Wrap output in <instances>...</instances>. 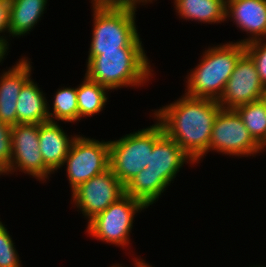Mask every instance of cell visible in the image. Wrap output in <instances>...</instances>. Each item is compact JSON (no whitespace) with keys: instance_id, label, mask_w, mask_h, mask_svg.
Masks as SVG:
<instances>
[{"instance_id":"cell-1","label":"cell","mask_w":266,"mask_h":267,"mask_svg":"<svg viewBox=\"0 0 266 267\" xmlns=\"http://www.w3.org/2000/svg\"><path fill=\"white\" fill-rule=\"evenodd\" d=\"M220 109L216 100L184 94L174 103L155 110L153 115L164 133L199 163L209 149L212 127Z\"/></svg>"},{"instance_id":"cell-2","label":"cell","mask_w":266,"mask_h":267,"mask_svg":"<svg viewBox=\"0 0 266 267\" xmlns=\"http://www.w3.org/2000/svg\"><path fill=\"white\" fill-rule=\"evenodd\" d=\"M143 48L123 47L88 55L85 76L109 90L146 84L153 70Z\"/></svg>"},{"instance_id":"cell-3","label":"cell","mask_w":266,"mask_h":267,"mask_svg":"<svg viewBox=\"0 0 266 267\" xmlns=\"http://www.w3.org/2000/svg\"><path fill=\"white\" fill-rule=\"evenodd\" d=\"M91 3L94 24L89 55L143 46L135 22L137 4Z\"/></svg>"},{"instance_id":"cell-4","label":"cell","mask_w":266,"mask_h":267,"mask_svg":"<svg viewBox=\"0 0 266 267\" xmlns=\"http://www.w3.org/2000/svg\"><path fill=\"white\" fill-rule=\"evenodd\" d=\"M245 53V45L237 42L216 45L205 50L201 62L186 77L185 94L218 101L228 79Z\"/></svg>"},{"instance_id":"cell-5","label":"cell","mask_w":266,"mask_h":267,"mask_svg":"<svg viewBox=\"0 0 266 267\" xmlns=\"http://www.w3.org/2000/svg\"><path fill=\"white\" fill-rule=\"evenodd\" d=\"M163 133V127L157 121L152 126L109 141L110 168L124 186L148 166L154 142Z\"/></svg>"},{"instance_id":"cell-6","label":"cell","mask_w":266,"mask_h":267,"mask_svg":"<svg viewBox=\"0 0 266 267\" xmlns=\"http://www.w3.org/2000/svg\"><path fill=\"white\" fill-rule=\"evenodd\" d=\"M147 207L140 201L124 194L106 210L97 214L87 224L91 237L106 243L121 246L130 244V232L137 212Z\"/></svg>"},{"instance_id":"cell-7","label":"cell","mask_w":266,"mask_h":267,"mask_svg":"<svg viewBox=\"0 0 266 267\" xmlns=\"http://www.w3.org/2000/svg\"><path fill=\"white\" fill-rule=\"evenodd\" d=\"M73 191L80 184L88 181L110 167L109 141H98L77 135L63 165Z\"/></svg>"},{"instance_id":"cell-8","label":"cell","mask_w":266,"mask_h":267,"mask_svg":"<svg viewBox=\"0 0 266 267\" xmlns=\"http://www.w3.org/2000/svg\"><path fill=\"white\" fill-rule=\"evenodd\" d=\"M213 150L235 157H248L262 152L263 148L250 135L234 109L221 108L214 121L209 149L205 154Z\"/></svg>"},{"instance_id":"cell-9","label":"cell","mask_w":266,"mask_h":267,"mask_svg":"<svg viewBox=\"0 0 266 267\" xmlns=\"http://www.w3.org/2000/svg\"><path fill=\"white\" fill-rule=\"evenodd\" d=\"M12 156L7 173L17 170L40 181L52 173L45 165L39 149V124L18 123L11 130Z\"/></svg>"},{"instance_id":"cell-10","label":"cell","mask_w":266,"mask_h":267,"mask_svg":"<svg viewBox=\"0 0 266 267\" xmlns=\"http://www.w3.org/2000/svg\"><path fill=\"white\" fill-rule=\"evenodd\" d=\"M125 194V186L109 167L72 191V200L88 222Z\"/></svg>"},{"instance_id":"cell-11","label":"cell","mask_w":266,"mask_h":267,"mask_svg":"<svg viewBox=\"0 0 266 267\" xmlns=\"http://www.w3.org/2000/svg\"><path fill=\"white\" fill-rule=\"evenodd\" d=\"M265 92L266 89L259 79L255 63L245 52L239 58L217 102L222 109H235L238 106L263 99Z\"/></svg>"},{"instance_id":"cell-12","label":"cell","mask_w":266,"mask_h":267,"mask_svg":"<svg viewBox=\"0 0 266 267\" xmlns=\"http://www.w3.org/2000/svg\"><path fill=\"white\" fill-rule=\"evenodd\" d=\"M225 17L250 34L237 43L245 45L266 38V0H226Z\"/></svg>"},{"instance_id":"cell-13","label":"cell","mask_w":266,"mask_h":267,"mask_svg":"<svg viewBox=\"0 0 266 267\" xmlns=\"http://www.w3.org/2000/svg\"><path fill=\"white\" fill-rule=\"evenodd\" d=\"M28 58H21L0 76V120L11 127L17 124V100L23 85L31 78Z\"/></svg>"},{"instance_id":"cell-14","label":"cell","mask_w":266,"mask_h":267,"mask_svg":"<svg viewBox=\"0 0 266 267\" xmlns=\"http://www.w3.org/2000/svg\"><path fill=\"white\" fill-rule=\"evenodd\" d=\"M186 162L195 163L173 139L163 133L154 142L148 166L143 169V173L162 175L171 183Z\"/></svg>"},{"instance_id":"cell-15","label":"cell","mask_w":266,"mask_h":267,"mask_svg":"<svg viewBox=\"0 0 266 267\" xmlns=\"http://www.w3.org/2000/svg\"><path fill=\"white\" fill-rule=\"evenodd\" d=\"M60 127L57 121L39 124L40 153L44 165L53 173L63 167L64 160L77 136L69 137Z\"/></svg>"},{"instance_id":"cell-16","label":"cell","mask_w":266,"mask_h":267,"mask_svg":"<svg viewBox=\"0 0 266 267\" xmlns=\"http://www.w3.org/2000/svg\"><path fill=\"white\" fill-rule=\"evenodd\" d=\"M45 94L30 78L21 88L17 100V124H41L49 121Z\"/></svg>"},{"instance_id":"cell-17","label":"cell","mask_w":266,"mask_h":267,"mask_svg":"<svg viewBox=\"0 0 266 267\" xmlns=\"http://www.w3.org/2000/svg\"><path fill=\"white\" fill-rule=\"evenodd\" d=\"M179 18L201 23L226 21V0H174Z\"/></svg>"},{"instance_id":"cell-18","label":"cell","mask_w":266,"mask_h":267,"mask_svg":"<svg viewBox=\"0 0 266 267\" xmlns=\"http://www.w3.org/2000/svg\"><path fill=\"white\" fill-rule=\"evenodd\" d=\"M48 0H11L9 37L29 34L41 20Z\"/></svg>"},{"instance_id":"cell-19","label":"cell","mask_w":266,"mask_h":267,"mask_svg":"<svg viewBox=\"0 0 266 267\" xmlns=\"http://www.w3.org/2000/svg\"><path fill=\"white\" fill-rule=\"evenodd\" d=\"M167 186H170V183L162 175L143 173L142 169L127 183L125 194L149 207L158 201Z\"/></svg>"},{"instance_id":"cell-20","label":"cell","mask_w":266,"mask_h":267,"mask_svg":"<svg viewBox=\"0 0 266 267\" xmlns=\"http://www.w3.org/2000/svg\"><path fill=\"white\" fill-rule=\"evenodd\" d=\"M77 88L78 121L82 117L94 116L103 110L107 102L109 89L86 76Z\"/></svg>"},{"instance_id":"cell-21","label":"cell","mask_w":266,"mask_h":267,"mask_svg":"<svg viewBox=\"0 0 266 267\" xmlns=\"http://www.w3.org/2000/svg\"><path fill=\"white\" fill-rule=\"evenodd\" d=\"M241 117L253 139L264 149L266 147V101L260 99L234 109Z\"/></svg>"},{"instance_id":"cell-22","label":"cell","mask_w":266,"mask_h":267,"mask_svg":"<svg viewBox=\"0 0 266 267\" xmlns=\"http://www.w3.org/2000/svg\"><path fill=\"white\" fill-rule=\"evenodd\" d=\"M53 101V111L47 107L49 121L76 122L78 121L77 91L75 88H60Z\"/></svg>"},{"instance_id":"cell-23","label":"cell","mask_w":266,"mask_h":267,"mask_svg":"<svg viewBox=\"0 0 266 267\" xmlns=\"http://www.w3.org/2000/svg\"><path fill=\"white\" fill-rule=\"evenodd\" d=\"M15 243L0 221V267H22Z\"/></svg>"},{"instance_id":"cell-24","label":"cell","mask_w":266,"mask_h":267,"mask_svg":"<svg viewBox=\"0 0 266 267\" xmlns=\"http://www.w3.org/2000/svg\"><path fill=\"white\" fill-rule=\"evenodd\" d=\"M265 39L249 42L245 44V52L255 63L259 79L266 89V42Z\"/></svg>"},{"instance_id":"cell-25","label":"cell","mask_w":266,"mask_h":267,"mask_svg":"<svg viewBox=\"0 0 266 267\" xmlns=\"http://www.w3.org/2000/svg\"><path fill=\"white\" fill-rule=\"evenodd\" d=\"M12 127L0 120V161L7 167L12 156L11 147Z\"/></svg>"},{"instance_id":"cell-26","label":"cell","mask_w":266,"mask_h":267,"mask_svg":"<svg viewBox=\"0 0 266 267\" xmlns=\"http://www.w3.org/2000/svg\"><path fill=\"white\" fill-rule=\"evenodd\" d=\"M11 0H0V33H9L10 17H11ZM0 40H3L8 46V39L4 36H0Z\"/></svg>"},{"instance_id":"cell-27","label":"cell","mask_w":266,"mask_h":267,"mask_svg":"<svg viewBox=\"0 0 266 267\" xmlns=\"http://www.w3.org/2000/svg\"><path fill=\"white\" fill-rule=\"evenodd\" d=\"M95 2H100V3H119V4H140L143 3H152L153 0H92ZM155 1V0H154Z\"/></svg>"},{"instance_id":"cell-28","label":"cell","mask_w":266,"mask_h":267,"mask_svg":"<svg viewBox=\"0 0 266 267\" xmlns=\"http://www.w3.org/2000/svg\"><path fill=\"white\" fill-rule=\"evenodd\" d=\"M7 50H9V46L3 40H0V63L5 58Z\"/></svg>"},{"instance_id":"cell-29","label":"cell","mask_w":266,"mask_h":267,"mask_svg":"<svg viewBox=\"0 0 266 267\" xmlns=\"http://www.w3.org/2000/svg\"><path fill=\"white\" fill-rule=\"evenodd\" d=\"M137 267H153V266L146 263V261L137 258Z\"/></svg>"},{"instance_id":"cell-30","label":"cell","mask_w":266,"mask_h":267,"mask_svg":"<svg viewBox=\"0 0 266 267\" xmlns=\"http://www.w3.org/2000/svg\"><path fill=\"white\" fill-rule=\"evenodd\" d=\"M1 174H8L7 173V167L0 161V175Z\"/></svg>"},{"instance_id":"cell-31","label":"cell","mask_w":266,"mask_h":267,"mask_svg":"<svg viewBox=\"0 0 266 267\" xmlns=\"http://www.w3.org/2000/svg\"><path fill=\"white\" fill-rule=\"evenodd\" d=\"M133 261H135L134 262V264H135L134 266L137 267V259L135 258ZM111 267H122V266H120L119 264H117V265H113Z\"/></svg>"}]
</instances>
